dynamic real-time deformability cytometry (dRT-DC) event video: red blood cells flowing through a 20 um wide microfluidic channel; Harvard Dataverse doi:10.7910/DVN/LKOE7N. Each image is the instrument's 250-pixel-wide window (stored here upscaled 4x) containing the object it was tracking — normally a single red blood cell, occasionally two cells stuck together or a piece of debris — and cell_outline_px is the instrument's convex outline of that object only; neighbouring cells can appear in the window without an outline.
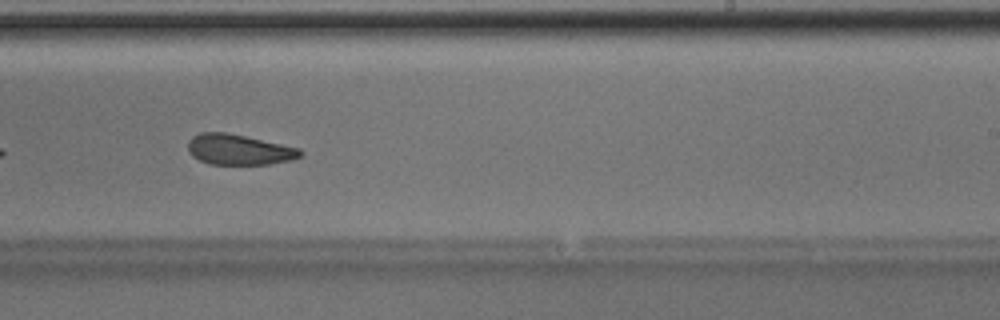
{"species": "Egyptian fruit bat (a non-hibernating species)", "species_latin": "Rousettus aegyptiacus", "temperature_condition": "room temperature", "stored_images_in_passage": 37, "camera_frame_rate_fps": 3000, "um_per_image_px": 0.085, "animal": {"sex": "male"}, "frame": {"image": 1, "passage_image": 32, "time_ms": 10.333, "image_size_px": [1000, 320], "cell_outline_px": [[304, 152], [300, 156], [292, 160], [268, 164], [208, 164], [192, 156], [188, 152], [188, 140], [192, 136], [200, 132], [224, 132], [244, 136], [300, 148]], "centroid_in_image_um": [20.28, 12.72], "position_along_channel_um": 268.7, "area_um2": 19.94}}